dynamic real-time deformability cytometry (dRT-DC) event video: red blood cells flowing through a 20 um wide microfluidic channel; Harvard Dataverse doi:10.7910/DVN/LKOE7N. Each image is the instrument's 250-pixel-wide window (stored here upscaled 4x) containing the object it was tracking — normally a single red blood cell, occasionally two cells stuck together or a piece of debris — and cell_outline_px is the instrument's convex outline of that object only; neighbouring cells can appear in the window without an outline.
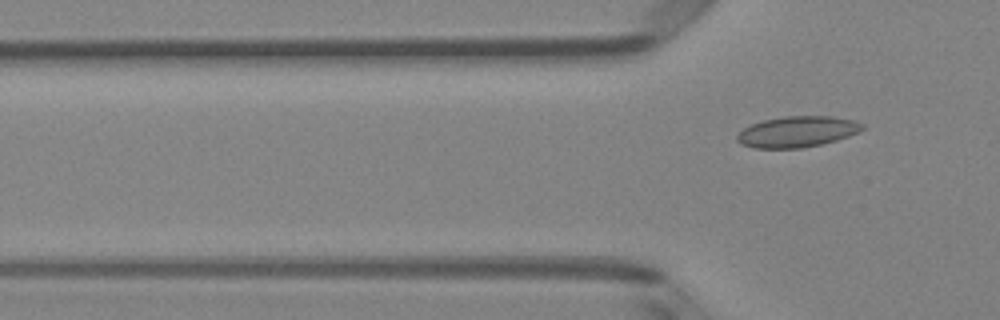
{"species": "Egyptian fruit bat (a non-hibernating species)", "species_latin": "Rousettus aegyptiacus", "temperature_condition": "room temperature", "stored_images_in_passage": 5, "camera_frame_rate_fps": 3000, "um_per_image_px": 0.085, "animal": {"sex": "female"}, "frame": {"image": 1, "passage_image": 5, "time_ms": 1.333, "image_size_px": [1000, 320], "cell_outline_px": [[864, 128], [860, 132], [836, 140], [820, 144], [800, 148], [752, 148], [740, 144], [736, 140], [736, 136], [744, 128], [752, 124], [764, 120], [784, 116], [832, 116], [856, 120], [864, 124]], "centroid_in_image_um": [67.78, 11.19], "position_along_channel_um": 58.0, "area_um2": 22.66}}